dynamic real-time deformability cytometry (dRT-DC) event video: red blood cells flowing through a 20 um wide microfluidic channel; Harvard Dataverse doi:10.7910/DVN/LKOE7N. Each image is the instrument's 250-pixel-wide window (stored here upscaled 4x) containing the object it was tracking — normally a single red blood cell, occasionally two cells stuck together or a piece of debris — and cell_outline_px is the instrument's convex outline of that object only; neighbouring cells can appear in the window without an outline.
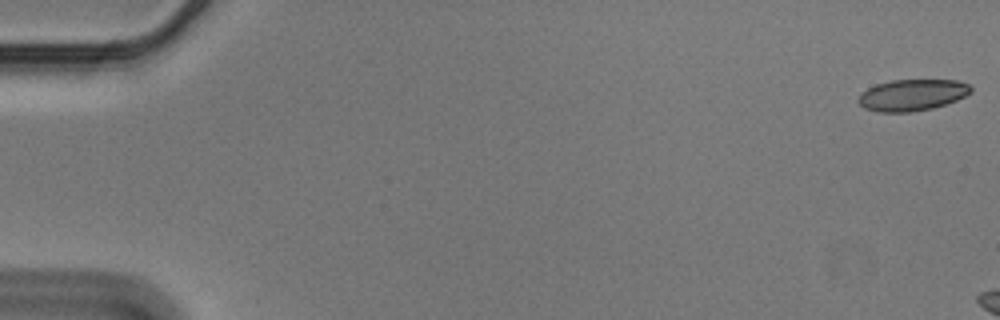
{"species": "Egyptian fruit bat (a non-hibernating species)", "species_latin": "Rousettus aegyptiacus", "temperature_condition": "cold", "stored_images_in_passage": 13, "camera_frame_rate_fps": 3000, "um_per_image_px": 0.085, "animal": {"sex": "male"}, "frame": {"image": 1, "passage_image": 1, "time_ms": 0.0, "image_size_px": [1000, 320], "cell_outline_px": [[972, 92], [956, 100], [932, 108], [912, 112], [876, 112], [864, 108], [856, 100], [860, 92], [876, 84], [892, 80], [956, 80], [968, 84], [972, 88]], "centroid_in_image_um": [77.49, 8.08], "position_along_channel_um": 7.5, "area_um2": 20.69}}